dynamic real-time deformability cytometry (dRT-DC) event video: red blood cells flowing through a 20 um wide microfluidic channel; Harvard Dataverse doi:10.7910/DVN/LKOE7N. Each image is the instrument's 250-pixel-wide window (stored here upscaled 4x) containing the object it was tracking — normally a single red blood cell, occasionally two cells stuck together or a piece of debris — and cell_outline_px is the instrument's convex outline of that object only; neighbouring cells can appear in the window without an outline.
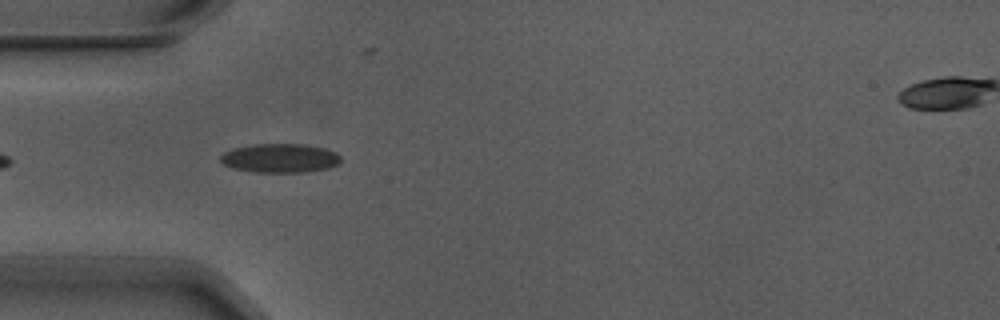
{"species": "Egyptian fruit bat (a non-hibernating species)", "species_latin": "Rousettus aegyptiacus", "temperature_condition": "warm", "stored_images_in_passage": 2, "camera_frame_rate_fps": 3000, "um_per_image_px": 0.085, "animal": {"sex": "male"}, "frame": {"image": 1, "passage_image": 2, "time_ms": 0.333, "image_size_px": [1000, 320], "cell_outline_px": [[340, 164], [328, 168], [308, 172], [256, 172], [232, 168], [224, 164], [220, 160], [220, 156], [224, 152], [232, 148], [252, 144], [304, 144], [324, 148], [336, 152], [340, 156]], "centroid_in_image_um": [23.81, 13.44], "position_along_channel_um": 61.2, "area_um2": 20.46}}